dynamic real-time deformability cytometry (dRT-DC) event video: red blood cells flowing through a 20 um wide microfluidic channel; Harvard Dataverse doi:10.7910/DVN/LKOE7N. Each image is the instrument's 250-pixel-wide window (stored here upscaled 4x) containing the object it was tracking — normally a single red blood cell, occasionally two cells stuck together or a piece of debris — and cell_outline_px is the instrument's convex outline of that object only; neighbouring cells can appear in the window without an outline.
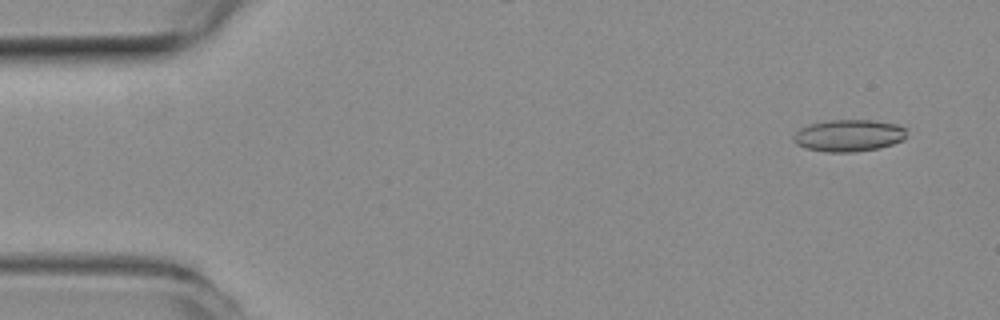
{"species": "common noctule bat (a hibernating species)", "species_latin": "Nyctalus noctula", "temperature_condition": "room temperature", "stored_images_in_passage": 54, "camera_frame_rate_fps": 3000, "um_per_image_px": 0.085, "animal": {"sex": "female", "body_mass_g": 19.3, "forearm_length_mm": 54.1}, "frame": {"image": 1, "passage_image": 4, "time_ms": 1.0, "image_size_px": [1000, 320], "cell_outline_px": [[908, 128], [904, 140], [880, 148], [856, 152], [828, 152], [804, 148], [796, 144], [792, 140], [792, 136], [800, 128], [808, 124], [828, 120], [872, 120], [896, 124]], "centroid_in_image_um": [72.14, 11.52], "position_along_channel_um": 12.9, "area_um2": 21.39}}
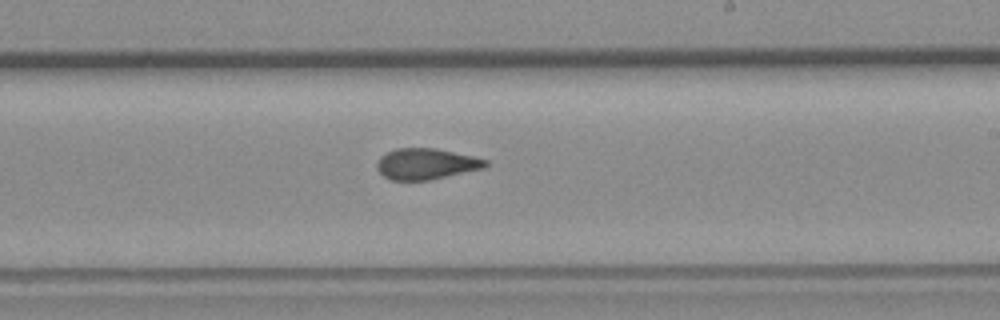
{"frame": {"image": 2, "passage_image": 32, "time_ms": 10.333, "image_size_px": [1000, 320], "cell_outline_px": [[488, 164], [484, 168], [428, 180], [392, 180], [384, 176], [376, 168], [376, 164], [380, 156], [396, 148], [436, 148], [472, 156], [488, 160]], "centroid_in_image_um": [36.2, 13.92], "position_along_channel_um": 252.8, "area_um2": 19.48}}
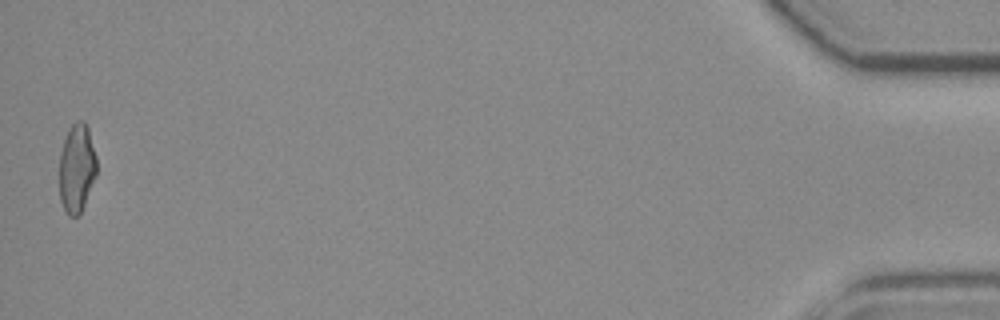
{"frame": {"image": 3, "passage_image": 54, "time_ms": 17.667, "image_size_px": [1000, 320], "cell_outline_px": [[96, 176], [84, 204], [80, 212], [76, 216], [68, 216], [60, 200], [60, 152], [68, 128], [76, 120], [84, 120], [88, 128], [96, 156]], "centroid_in_image_um": [6.52, 14.26], "position_along_channel_um": 428.7, "area_um2": 19.19}, "authors_computed_cell_mechanics": {"area_um2": 20.0566, "velocity_mm_per_s": 3.7829, "shape_relaxation_time_tau1_ms": null, "shape_relaxation_time_tau2_ms": 1.853, "deformation_change_tau1": null, "deformation_change_tau2": 0.0902}}